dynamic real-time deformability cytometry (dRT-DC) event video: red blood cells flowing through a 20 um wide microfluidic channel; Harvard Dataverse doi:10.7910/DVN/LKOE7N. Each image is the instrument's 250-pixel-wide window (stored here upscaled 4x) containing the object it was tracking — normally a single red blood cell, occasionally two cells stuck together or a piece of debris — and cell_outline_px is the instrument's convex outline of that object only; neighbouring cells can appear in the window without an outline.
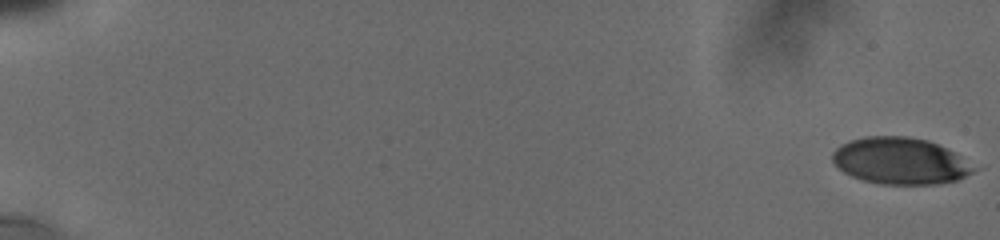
{"species": "human", "species_latin": "Homo sapiens", "temperature_condition": "cold", "stored_images_in_passage": 11, "camera_frame_rate_fps": 3000, "um_per_image_px": 0.085, "donor": {"sex": "male"}, "frame": {"image": 1, "passage_image": 1, "time_ms": 0.0, "image_size_px": [1000, 240], "cell_outline_px": [[980, 168], [956, 180], [936, 184], [880, 184], [864, 180], [852, 176], [844, 172], [832, 160], [832, 152], [840, 144], [864, 136], [908, 136], [928, 140], [952, 152]], "centroid_in_image_um": [76.5, 13.67], "position_along_channel_um": 8.5, "area_um2": 38.15}}
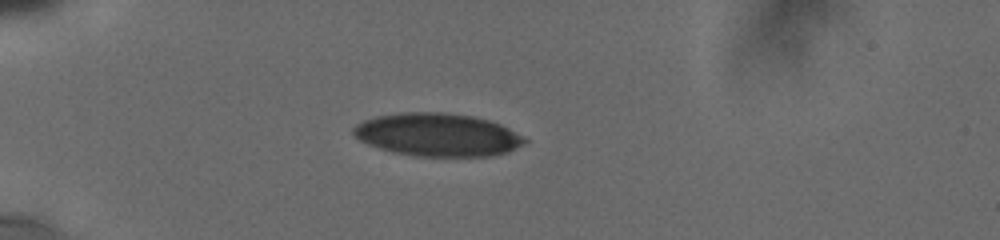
{"frame": {"image": 2, "passage_image": 9, "time_ms": 5.667, "image_size_px": [1000, 240], "cell_outline_px": [[528, 140], [524, 144], [508, 152], [488, 156], [416, 156], [392, 152], [368, 144], [360, 140], [352, 132], [352, 128], [356, 124], [364, 120], [376, 116], [400, 112], [444, 112], [472, 116], [488, 120], [500, 124], [524, 136]], "centroid_in_image_um": [37.19, 11.45], "position_along_channel_um": 47.8, "area_um2": 42.95}}